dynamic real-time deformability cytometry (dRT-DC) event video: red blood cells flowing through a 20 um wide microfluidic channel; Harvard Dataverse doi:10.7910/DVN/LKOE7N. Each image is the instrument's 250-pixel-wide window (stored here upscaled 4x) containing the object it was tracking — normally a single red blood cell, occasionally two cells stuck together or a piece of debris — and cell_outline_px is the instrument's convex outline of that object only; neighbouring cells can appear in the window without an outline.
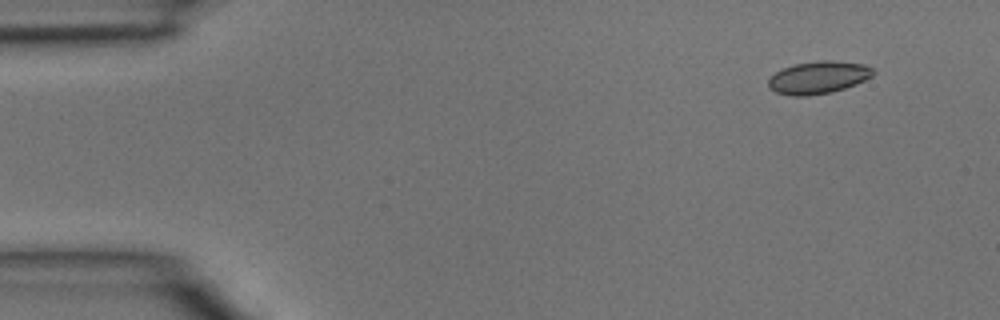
{"species": "common noctule bat (a hibernating species)", "species_latin": "Nyctalus noctula", "temperature_condition": "room temperature", "stored_images_in_passage": 3, "camera_frame_rate_fps": 3000, "um_per_image_px": 0.085, "animal": {"sex": "male", "body_mass_g": 15.6}, "frame": {"image": 1, "passage_image": 1, "time_ms": 0.0, "image_size_px": [1000, 320], "cell_outline_px": [[876, 72], [872, 76], [856, 84], [832, 92], [808, 96], [792, 96], [776, 92], [768, 88], [768, 80], [776, 72], [784, 68], [796, 64], [820, 60], [832, 60], [864, 64], [872, 68]], "centroid_in_image_um": [69.57, 6.59], "position_along_channel_um": 15.4, "area_um2": 19.83}}
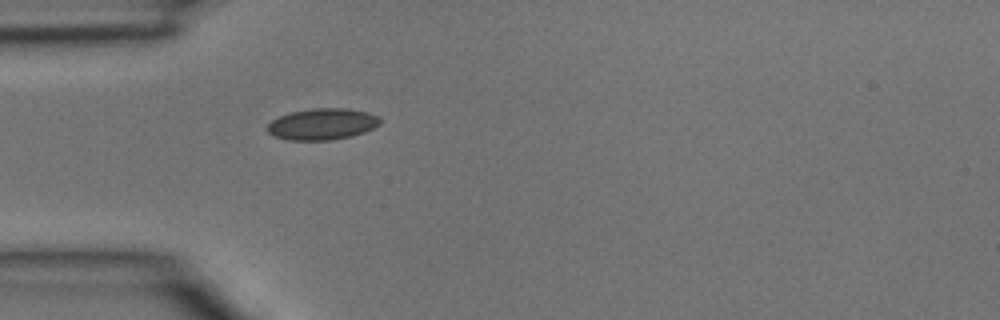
{"frame": {"image": 2, "passage_image": 3, "time_ms": 0.667, "image_size_px": [1000, 320], "cell_outline_px": [[380, 124], [364, 132], [352, 136], [328, 140], [288, 140], [272, 136], [268, 132], [268, 124], [272, 120], [280, 116], [292, 112], [312, 108], [344, 108], [368, 112], [380, 116]], "centroid_in_image_um": [27.4, 10.55], "position_along_channel_um": 57.6, "area_um2": 20.58}}